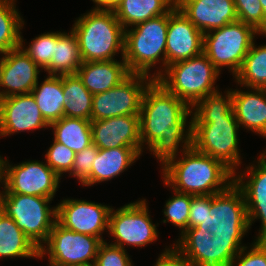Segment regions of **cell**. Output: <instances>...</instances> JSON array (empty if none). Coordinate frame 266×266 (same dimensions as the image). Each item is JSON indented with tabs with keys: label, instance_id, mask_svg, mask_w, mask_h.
I'll return each instance as SVG.
<instances>
[{
	"label": "cell",
	"instance_id": "1",
	"mask_svg": "<svg viewBox=\"0 0 266 266\" xmlns=\"http://www.w3.org/2000/svg\"><path fill=\"white\" fill-rule=\"evenodd\" d=\"M139 119L141 156L147 149L161 169L192 146V108L156 80L144 91Z\"/></svg>",
	"mask_w": 266,
	"mask_h": 266
},
{
	"label": "cell",
	"instance_id": "2",
	"mask_svg": "<svg viewBox=\"0 0 266 266\" xmlns=\"http://www.w3.org/2000/svg\"><path fill=\"white\" fill-rule=\"evenodd\" d=\"M161 171L164 186L194 196L214 195L234 183V173L227 166L192 146Z\"/></svg>",
	"mask_w": 266,
	"mask_h": 266
},
{
	"label": "cell",
	"instance_id": "3",
	"mask_svg": "<svg viewBox=\"0 0 266 266\" xmlns=\"http://www.w3.org/2000/svg\"><path fill=\"white\" fill-rule=\"evenodd\" d=\"M75 18L72 32L79 43L83 62L124 58L125 29L116 18L114 10L94 9Z\"/></svg>",
	"mask_w": 266,
	"mask_h": 266
},
{
	"label": "cell",
	"instance_id": "4",
	"mask_svg": "<svg viewBox=\"0 0 266 266\" xmlns=\"http://www.w3.org/2000/svg\"><path fill=\"white\" fill-rule=\"evenodd\" d=\"M168 23L169 12L125 29L123 59L130 73L156 80L164 72Z\"/></svg>",
	"mask_w": 266,
	"mask_h": 266
},
{
	"label": "cell",
	"instance_id": "5",
	"mask_svg": "<svg viewBox=\"0 0 266 266\" xmlns=\"http://www.w3.org/2000/svg\"><path fill=\"white\" fill-rule=\"evenodd\" d=\"M191 121L195 150L221 161L233 173L244 165L239 147L240 126L233 111L229 115L192 116Z\"/></svg>",
	"mask_w": 266,
	"mask_h": 266
},
{
	"label": "cell",
	"instance_id": "6",
	"mask_svg": "<svg viewBox=\"0 0 266 266\" xmlns=\"http://www.w3.org/2000/svg\"><path fill=\"white\" fill-rule=\"evenodd\" d=\"M221 74L201 53L167 66L156 81L192 108L203 97L220 89L216 82Z\"/></svg>",
	"mask_w": 266,
	"mask_h": 266
},
{
	"label": "cell",
	"instance_id": "7",
	"mask_svg": "<svg viewBox=\"0 0 266 266\" xmlns=\"http://www.w3.org/2000/svg\"><path fill=\"white\" fill-rule=\"evenodd\" d=\"M53 199L24 194H0V210L11 217L30 241L40 248L57 220Z\"/></svg>",
	"mask_w": 266,
	"mask_h": 266
},
{
	"label": "cell",
	"instance_id": "8",
	"mask_svg": "<svg viewBox=\"0 0 266 266\" xmlns=\"http://www.w3.org/2000/svg\"><path fill=\"white\" fill-rule=\"evenodd\" d=\"M258 35L252 26L236 21L204 33L203 53L220 73L225 67L234 78Z\"/></svg>",
	"mask_w": 266,
	"mask_h": 266
},
{
	"label": "cell",
	"instance_id": "9",
	"mask_svg": "<svg viewBox=\"0 0 266 266\" xmlns=\"http://www.w3.org/2000/svg\"><path fill=\"white\" fill-rule=\"evenodd\" d=\"M150 213L148 200L144 198L131 201L116 210L112 207L107 233L113 238L110 244L128 250L131 246L142 248L156 242L159 238V223H153Z\"/></svg>",
	"mask_w": 266,
	"mask_h": 266
},
{
	"label": "cell",
	"instance_id": "10",
	"mask_svg": "<svg viewBox=\"0 0 266 266\" xmlns=\"http://www.w3.org/2000/svg\"><path fill=\"white\" fill-rule=\"evenodd\" d=\"M61 178L43 160L14 164L3 156L0 194H24L54 198Z\"/></svg>",
	"mask_w": 266,
	"mask_h": 266
},
{
	"label": "cell",
	"instance_id": "11",
	"mask_svg": "<svg viewBox=\"0 0 266 266\" xmlns=\"http://www.w3.org/2000/svg\"><path fill=\"white\" fill-rule=\"evenodd\" d=\"M102 241L90 235L77 233L57 221L46 242L39 248V258L48 257V266H80L95 263Z\"/></svg>",
	"mask_w": 266,
	"mask_h": 266
},
{
	"label": "cell",
	"instance_id": "12",
	"mask_svg": "<svg viewBox=\"0 0 266 266\" xmlns=\"http://www.w3.org/2000/svg\"><path fill=\"white\" fill-rule=\"evenodd\" d=\"M249 230L244 196L234 183L225 191L211 195L208 231L213 239L242 241Z\"/></svg>",
	"mask_w": 266,
	"mask_h": 266
},
{
	"label": "cell",
	"instance_id": "13",
	"mask_svg": "<svg viewBox=\"0 0 266 266\" xmlns=\"http://www.w3.org/2000/svg\"><path fill=\"white\" fill-rule=\"evenodd\" d=\"M172 244L192 266H229L235 256L247 246L242 241L213 239L204 229H187Z\"/></svg>",
	"mask_w": 266,
	"mask_h": 266
},
{
	"label": "cell",
	"instance_id": "14",
	"mask_svg": "<svg viewBox=\"0 0 266 266\" xmlns=\"http://www.w3.org/2000/svg\"><path fill=\"white\" fill-rule=\"evenodd\" d=\"M154 79L131 73L117 86L93 95L91 121L124 115H139L145 89Z\"/></svg>",
	"mask_w": 266,
	"mask_h": 266
},
{
	"label": "cell",
	"instance_id": "15",
	"mask_svg": "<svg viewBox=\"0 0 266 266\" xmlns=\"http://www.w3.org/2000/svg\"><path fill=\"white\" fill-rule=\"evenodd\" d=\"M57 222L66 229L95 236L102 242L108 232L112 206L84 199L63 198L56 205Z\"/></svg>",
	"mask_w": 266,
	"mask_h": 266
},
{
	"label": "cell",
	"instance_id": "16",
	"mask_svg": "<svg viewBox=\"0 0 266 266\" xmlns=\"http://www.w3.org/2000/svg\"><path fill=\"white\" fill-rule=\"evenodd\" d=\"M240 171L234 173V184L243 193L249 228L259 219L255 240H266V149Z\"/></svg>",
	"mask_w": 266,
	"mask_h": 266
},
{
	"label": "cell",
	"instance_id": "17",
	"mask_svg": "<svg viewBox=\"0 0 266 266\" xmlns=\"http://www.w3.org/2000/svg\"><path fill=\"white\" fill-rule=\"evenodd\" d=\"M42 69L21 47L0 54V99L29 94Z\"/></svg>",
	"mask_w": 266,
	"mask_h": 266
},
{
	"label": "cell",
	"instance_id": "18",
	"mask_svg": "<svg viewBox=\"0 0 266 266\" xmlns=\"http://www.w3.org/2000/svg\"><path fill=\"white\" fill-rule=\"evenodd\" d=\"M48 129L34 96L21 94L0 99V138Z\"/></svg>",
	"mask_w": 266,
	"mask_h": 266
},
{
	"label": "cell",
	"instance_id": "19",
	"mask_svg": "<svg viewBox=\"0 0 266 266\" xmlns=\"http://www.w3.org/2000/svg\"><path fill=\"white\" fill-rule=\"evenodd\" d=\"M204 34L176 5L169 11L166 41V67L203 53Z\"/></svg>",
	"mask_w": 266,
	"mask_h": 266
},
{
	"label": "cell",
	"instance_id": "20",
	"mask_svg": "<svg viewBox=\"0 0 266 266\" xmlns=\"http://www.w3.org/2000/svg\"><path fill=\"white\" fill-rule=\"evenodd\" d=\"M92 143L99 149L132 147L141 155L139 115L91 121Z\"/></svg>",
	"mask_w": 266,
	"mask_h": 266
},
{
	"label": "cell",
	"instance_id": "21",
	"mask_svg": "<svg viewBox=\"0 0 266 266\" xmlns=\"http://www.w3.org/2000/svg\"><path fill=\"white\" fill-rule=\"evenodd\" d=\"M176 7L203 34L238 21L233 0H176Z\"/></svg>",
	"mask_w": 266,
	"mask_h": 266
},
{
	"label": "cell",
	"instance_id": "22",
	"mask_svg": "<svg viewBox=\"0 0 266 266\" xmlns=\"http://www.w3.org/2000/svg\"><path fill=\"white\" fill-rule=\"evenodd\" d=\"M236 85L239 88H232V109L240 128L266 139V89Z\"/></svg>",
	"mask_w": 266,
	"mask_h": 266
},
{
	"label": "cell",
	"instance_id": "23",
	"mask_svg": "<svg viewBox=\"0 0 266 266\" xmlns=\"http://www.w3.org/2000/svg\"><path fill=\"white\" fill-rule=\"evenodd\" d=\"M140 157L141 155L132 147L99 149L91 173L81 186L92 187L95 184L108 182L131 168L130 166Z\"/></svg>",
	"mask_w": 266,
	"mask_h": 266
},
{
	"label": "cell",
	"instance_id": "24",
	"mask_svg": "<svg viewBox=\"0 0 266 266\" xmlns=\"http://www.w3.org/2000/svg\"><path fill=\"white\" fill-rule=\"evenodd\" d=\"M91 94L105 92L125 80L131 73L124 59L83 62L77 70Z\"/></svg>",
	"mask_w": 266,
	"mask_h": 266
},
{
	"label": "cell",
	"instance_id": "25",
	"mask_svg": "<svg viewBox=\"0 0 266 266\" xmlns=\"http://www.w3.org/2000/svg\"><path fill=\"white\" fill-rule=\"evenodd\" d=\"M20 257L39 259V248L19 229L11 217L0 210V260Z\"/></svg>",
	"mask_w": 266,
	"mask_h": 266
},
{
	"label": "cell",
	"instance_id": "26",
	"mask_svg": "<svg viewBox=\"0 0 266 266\" xmlns=\"http://www.w3.org/2000/svg\"><path fill=\"white\" fill-rule=\"evenodd\" d=\"M38 80L31 94L34 96L41 115L50 125L64 116V94L62 75L44 76L41 83Z\"/></svg>",
	"mask_w": 266,
	"mask_h": 266
},
{
	"label": "cell",
	"instance_id": "27",
	"mask_svg": "<svg viewBox=\"0 0 266 266\" xmlns=\"http://www.w3.org/2000/svg\"><path fill=\"white\" fill-rule=\"evenodd\" d=\"M176 0H121L114 9L116 18L124 29L151 18L167 14Z\"/></svg>",
	"mask_w": 266,
	"mask_h": 266
},
{
	"label": "cell",
	"instance_id": "28",
	"mask_svg": "<svg viewBox=\"0 0 266 266\" xmlns=\"http://www.w3.org/2000/svg\"><path fill=\"white\" fill-rule=\"evenodd\" d=\"M82 63L78 39L72 30L56 31L54 55L44 72L47 75L75 74Z\"/></svg>",
	"mask_w": 266,
	"mask_h": 266
},
{
	"label": "cell",
	"instance_id": "29",
	"mask_svg": "<svg viewBox=\"0 0 266 266\" xmlns=\"http://www.w3.org/2000/svg\"><path fill=\"white\" fill-rule=\"evenodd\" d=\"M53 140L61 143L75 153L83 151L92 144L91 121L63 116L49 125Z\"/></svg>",
	"mask_w": 266,
	"mask_h": 266
},
{
	"label": "cell",
	"instance_id": "30",
	"mask_svg": "<svg viewBox=\"0 0 266 266\" xmlns=\"http://www.w3.org/2000/svg\"><path fill=\"white\" fill-rule=\"evenodd\" d=\"M64 116L91 121L93 94L83 85L77 73L62 75Z\"/></svg>",
	"mask_w": 266,
	"mask_h": 266
},
{
	"label": "cell",
	"instance_id": "31",
	"mask_svg": "<svg viewBox=\"0 0 266 266\" xmlns=\"http://www.w3.org/2000/svg\"><path fill=\"white\" fill-rule=\"evenodd\" d=\"M261 36L266 37V34ZM255 42L256 39L233 79L236 84L247 88L266 89V44L258 45Z\"/></svg>",
	"mask_w": 266,
	"mask_h": 266
},
{
	"label": "cell",
	"instance_id": "32",
	"mask_svg": "<svg viewBox=\"0 0 266 266\" xmlns=\"http://www.w3.org/2000/svg\"><path fill=\"white\" fill-rule=\"evenodd\" d=\"M16 2L0 0V54L20 47L21 31L26 24Z\"/></svg>",
	"mask_w": 266,
	"mask_h": 266
},
{
	"label": "cell",
	"instance_id": "33",
	"mask_svg": "<svg viewBox=\"0 0 266 266\" xmlns=\"http://www.w3.org/2000/svg\"><path fill=\"white\" fill-rule=\"evenodd\" d=\"M172 191V197L166 200L164 209H162L165 218L161 222L171 223L179 229V236H181L188 229L190 205L194 195Z\"/></svg>",
	"mask_w": 266,
	"mask_h": 266
},
{
	"label": "cell",
	"instance_id": "34",
	"mask_svg": "<svg viewBox=\"0 0 266 266\" xmlns=\"http://www.w3.org/2000/svg\"><path fill=\"white\" fill-rule=\"evenodd\" d=\"M22 31L20 36V47L23 51L43 70L51 63L56 45V31L44 32L33 38L27 46L23 39Z\"/></svg>",
	"mask_w": 266,
	"mask_h": 266
},
{
	"label": "cell",
	"instance_id": "35",
	"mask_svg": "<svg viewBox=\"0 0 266 266\" xmlns=\"http://www.w3.org/2000/svg\"><path fill=\"white\" fill-rule=\"evenodd\" d=\"M232 111V88L225 89L224 93L218 89L192 107V116L229 115Z\"/></svg>",
	"mask_w": 266,
	"mask_h": 266
},
{
	"label": "cell",
	"instance_id": "36",
	"mask_svg": "<svg viewBox=\"0 0 266 266\" xmlns=\"http://www.w3.org/2000/svg\"><path fill=\"white\" fill-rule=\"evenodd\" d=\"M238 21L252 26L260 34H266V18L259 0H233Z\"/></svg>",
	"mask_w": 266,
	"mask_h": 266
},
{
	"label": "cell",
	"instance_id": "37",
	"mask_svg": "<svg viewBox=\"0 0 266 266\" xmlns=\"http://www.w3.org/2000/svg\"><path fill=\"white\" fill-rule=\"evenodd\" d=\"M52 144L47 149L45 162L62 179L63 175L72 172L75 152L65 145L52 140Z\"/></svg>",
	"mask_w": 266,
	"mask_h": 266
},
{
	"label": "cell",
	"instance_id": "38",
	"mask_svg": "<svg viewBox=\"0 0 266 266\" xmlns=\"http://www.w3.org/2000/svg\"><path fill=\"white\" fill-rule=\"evenodd\" d=\"M97 266H134L127 250L103 241L95 259Z\"/></svg>",
	"mask_w": 266,
	"mask_h": 266
},
{
	"label": "cell",
	"instance_id": "39",
	"mask_svg": "<svg viewBox=\"0 0 266 266\" xmlns=\"http://www.w3.org/2000/svg\"><path fill=\"white\" fill-rule=\"evenodd\" d=\"M229 266H266V240L252 241L231 261Z\"/></svg>",
	"mask_w": 266,
	"mask_h": 266
},
{
	"label": "cell",
	"instance_id": "40",
	"mask_svg": "<svg viewBox=\"0 0 266 266\" xmlns=\"http://www.w3.org/2000/svg\"><path fill=\"white\" fill-rule=\"evenodd\" d=\"M211 195L193 196L190 205L188 229H204L208 231Z\"/></svg>",
	"mask_w": 266,
	"mask_h": 266
},
{
	"label": "cell",
	"instance_id": "41",
	"mask_svg": "<svg viewBox=\"0 0 266 266\" xmlns=\"http://www.w3.org/2000/svg\"><path fill=\"white\" fill-rule=\"evenodd\" d=\"M99 148L95 144H91L83 151L75 154V160L72 166V172L69 176L76 178L79 185L90 175L93 162L97 157Z\"/></svg>",
	"mask_w": 266,
	"mask_h": 266
},
{
	"label": "cell",
	"instance_id": "42",
	"mask_svg": "<svg viewBox=\"0 0 266 266\" xmlns=\"http://www.w3.org/2000/svg\"><path fill=\"white\" fill-rule=\"evenodd\" d=\"M153 266H192V264L172 245H166Z\"/></svg>",
	"mask_w": 266,
	"mask_h": 266
},
{
	"label": "cell",
	"instance_id": "43",
	"mask_svg": "<svg viewBox=\"0 0 266 266\" xmlns=\"http://www.w3.org/2000/svg\"><path fill=\"white\" fill-rule=\"evenodd\" d=\"M94 3V9L114 10L121 0H90Z\"/></svg>",
	"mask_w": 266,
	"mask_h": 266
},
{
	"label": "cell",
	"instance_id": "44",
	"mask_svg": "<svg viewBox=\"0 0 266 266\" xmlns=\"http://www.w3.org/2000/svg\"><path fill=\"white\" fill-rule=\"evenodd\" d=\"M3 155L0 154V185H2V164H3ZM2 187L0 186V189Z\"/></svg>",
	"mask_w": 266,
	"mask_h": 266
},
{
	"label": "cell",
	"instance_id": "45",
	"mask_svg": "<svg viewBox=\"0 0 266 266\" xmlns=\"http://www.w3.org/2000/svg\"><path fill=\"white\" fill-rule=\"evenodd\" d=\"M260 4L262 5V8L264 10V15L266 18V0H259Z\"/></svg>",
	"mask_w": 266,
	"mask_h": 266
},
{
	"label": "cell",
	"instance_id": "46",
	"mask_svg": "<svg viewBox=\"0 0 266 266\" xmlns=\"http://www.w3.org/2000/svg\"><path fill=\"white\" fill-rule=\"evenodd\" d=\"M80 266H97L95 263L87 264V265H80Z\"/></svg>",
	"mask_w": 266,
	"mask_h": 266
}]
</instances>
